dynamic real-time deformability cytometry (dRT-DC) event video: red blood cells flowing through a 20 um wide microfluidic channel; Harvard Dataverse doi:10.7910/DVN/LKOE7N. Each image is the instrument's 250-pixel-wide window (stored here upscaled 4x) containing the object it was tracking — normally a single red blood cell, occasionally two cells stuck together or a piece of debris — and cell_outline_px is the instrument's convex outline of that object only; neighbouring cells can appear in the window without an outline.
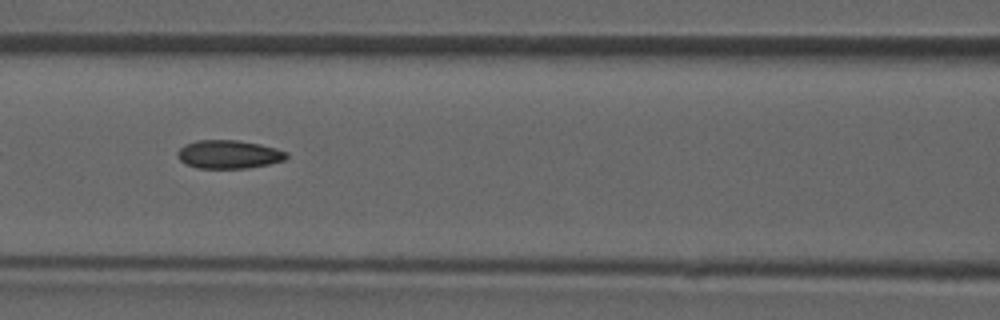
{"species": "common noctule bat (a hibernating species)", "species_latin": "Nyctalus noctula", "temperature_condition": "room temperature", "stored_images_in_passage": 34, "camera_frame_rate_fps": 3000, "um_per_image_px": 0.085, "animal": {"sex": "male", "forearm_length_mm": 52.5}, "frame": {"image": 1, "passage_image": 6, "time_ms": 1.667, "image_size_px": [1000, 320], "cell_outline_px": [[288, 156], [284, 160], [268, 164], [248, 168], [196, 168], [184, 164], [176, 156], [176, 152], [184, 144], [196, 140], [240, 140], [260, 144], [276, 148], [288, 152]], "centroid_in_image_um": [19.41, 13.11], "position_along_channel_um": 147.2, "area_um2": 18.26}}